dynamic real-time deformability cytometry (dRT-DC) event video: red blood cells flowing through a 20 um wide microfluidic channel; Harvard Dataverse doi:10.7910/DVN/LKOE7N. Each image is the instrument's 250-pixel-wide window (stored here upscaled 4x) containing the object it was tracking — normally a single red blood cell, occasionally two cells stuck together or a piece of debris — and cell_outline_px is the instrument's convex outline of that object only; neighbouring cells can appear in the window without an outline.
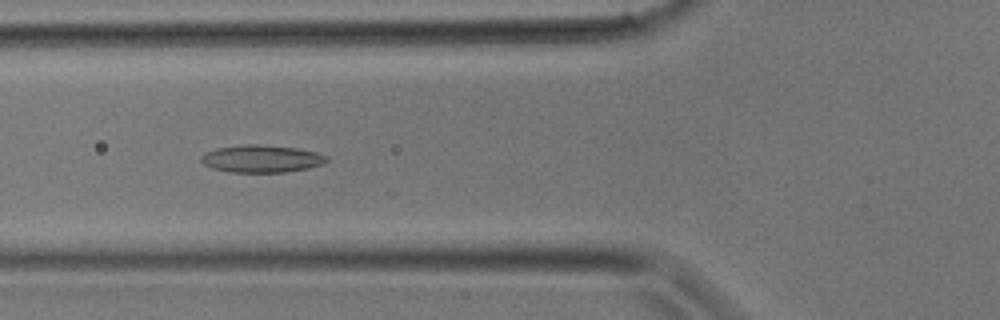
{"species": "common noctule bat (a hibernating species)", "species_latin": "Nyctalus noctula", "temperature_condition": "room temperature", "stored_images_in_passage": 30, "camera_frame_rate_fps": 3000, "um_per_image_px": 0.085, "animal": {"sex": "male", "body_mass_g": 17.9}, "frame": {"image": 1, "passage_image": 9, "time_ms": 2.667, "image_size_px": [1000, 320], "cell_outline_px": [[328, 160], [324, 164], [308, 168], [284, 172], [232, 172], [212, 168], [204, 164], [200, 160], [200, 156], [204, 152], [216, 148], [240, 144], [260, 144], [300, 148], [320, 152], [328, 156]], "centroid_in_image_um": [22.25, 13.47], "position_along_channel_um": 103.5, "area_um2": 20.46}}
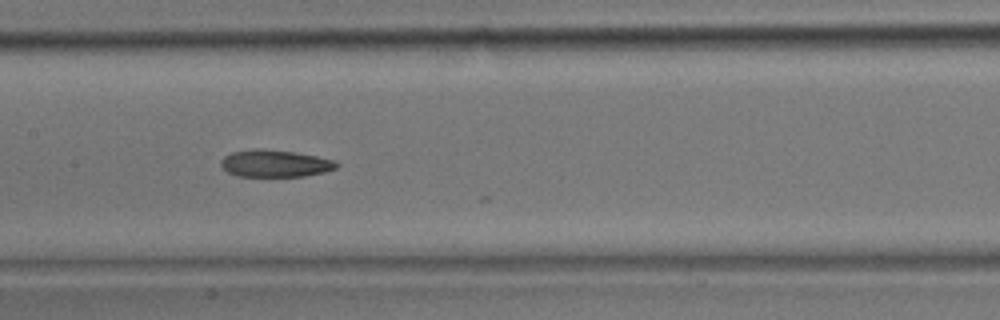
{"frame": {"image": 2, "passage_image": 13, "time_ms": 4.0, "image_size_px": [1000, 320], "cell_outline_px": [[340, 164], [336, 168], [324, 172], [304, 176], [236, 176], [228, 172], [220, 164], [220, 160], [224, 156], [232, 152], [256, 148], [260, 148], [296, 152], [336, 160]], "centroid_in_image_um": [23.39, 13.88], "position_along_channel_um": 184.0, "area_um2": 18.38}}
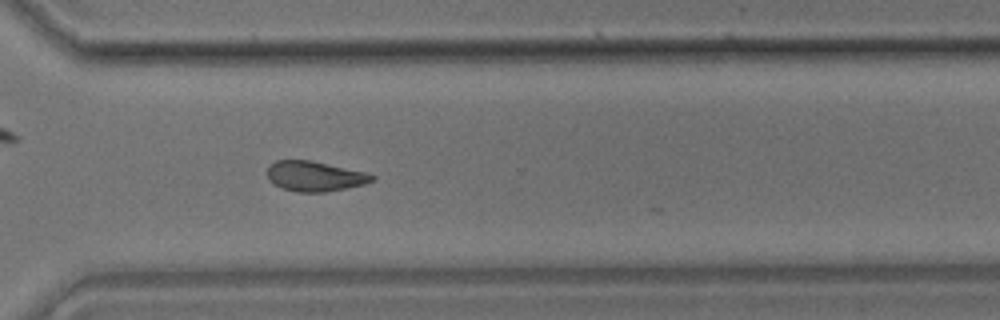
{"frame": {"image": 3, "passage_image": 21, "time_ms": 6.667, "image_size_px": [1000, 320], "cell_outline_px": [[376, 180], [364, 184], [324, 192], [300, 192], [284, 188], [272, 184], [268, 180], [268, 168], [276, 160], [308, 160], [364, 172], [376, 176]], "centroid_in_image_um": [26.74, 14.98], "position_along_channel_um": 343.9, "area_um2": 18.03}}